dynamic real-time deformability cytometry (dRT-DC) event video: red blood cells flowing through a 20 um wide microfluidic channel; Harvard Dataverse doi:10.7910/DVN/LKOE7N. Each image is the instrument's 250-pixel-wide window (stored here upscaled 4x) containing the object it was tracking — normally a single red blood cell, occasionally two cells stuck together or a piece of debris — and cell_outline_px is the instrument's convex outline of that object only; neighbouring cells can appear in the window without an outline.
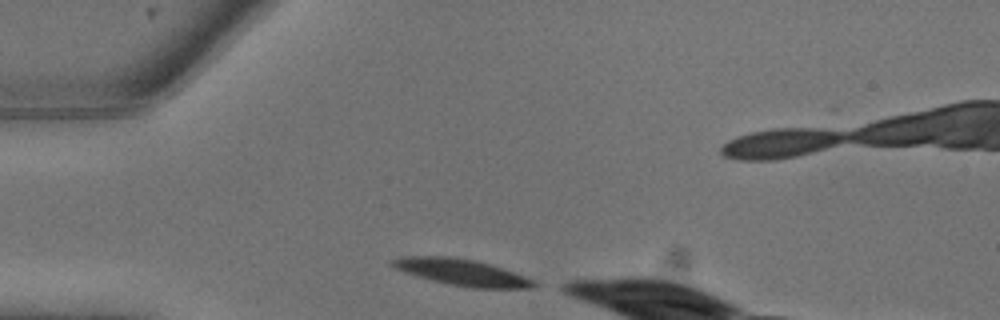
{"species": "common noctule bat (a hibernating species)", "species_latin": "Nyctalus noctula", "temperature_condition": "warm", "stored_images_in_passage": 3, "camera_frame_rate_fps": 3000, "um_per_image_px": 0.085, "animal": {"sex": "male", "body_mass_g": 13.3}, "frame": {"image": 1, "passage_image": 1, "time_ms": 0.0, "image_size_px": [1000, 320], "cell_outline_px": [[540, 284], [536, 288], [472, 288], [452, 284], [404, 272], [388, 264], [388, 260], [400, 256], [448, 256], [476, 260], [524, 276]], "centroid_in_image_um": [39.23, 23.13], "position_along_channel_um": 45.8, "area_um2": 21.5}}